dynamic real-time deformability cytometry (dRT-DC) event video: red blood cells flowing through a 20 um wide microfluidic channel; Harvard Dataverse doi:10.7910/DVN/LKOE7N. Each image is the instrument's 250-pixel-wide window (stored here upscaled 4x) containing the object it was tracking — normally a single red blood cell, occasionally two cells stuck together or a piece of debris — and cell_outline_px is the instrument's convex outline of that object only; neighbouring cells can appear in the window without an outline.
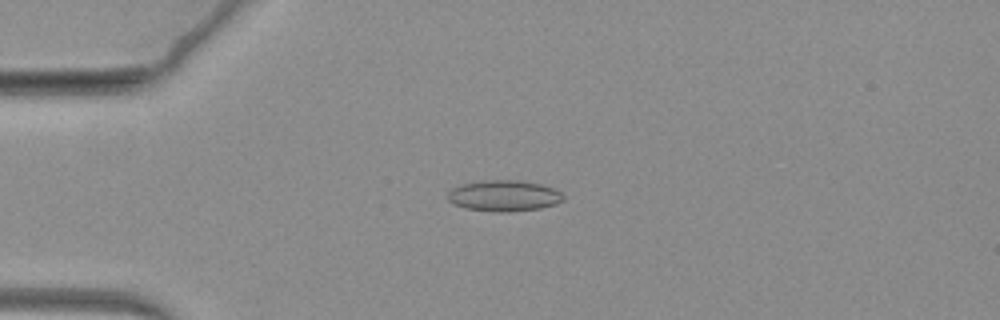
{"species": "common noctule bat (a hibernating species)", "species_latin": "Nyctalus noctula", "temperature_condition": "warm", "stored_images_in_passage": 68, "camera_frame_rate_fps": 3000, "um_per_image_px": 0.085, "animal": {"sex": "female", "body_mass_g": 19.3, "forearm_length_mm": 54.1}, "frame": {"image": 1, "passage_image": 18, "time_ms": 5.667, "image_size_px": [1000, 320], "cell_outline_px": [[564, 200], [556, 204], [540, 208], [508, 212], [496, 212], [464, 208], [452, 204], [448, 200], [448, 192], [452, 188], [460, 184], [484, 180], [520, 180], [540, 184], [552, 188], [560, 192], [564, 196]], "centroid_in_image_um": [42.81, 16.64], "position_along_channel_um": 42.2, "area_um2": 21.04}}
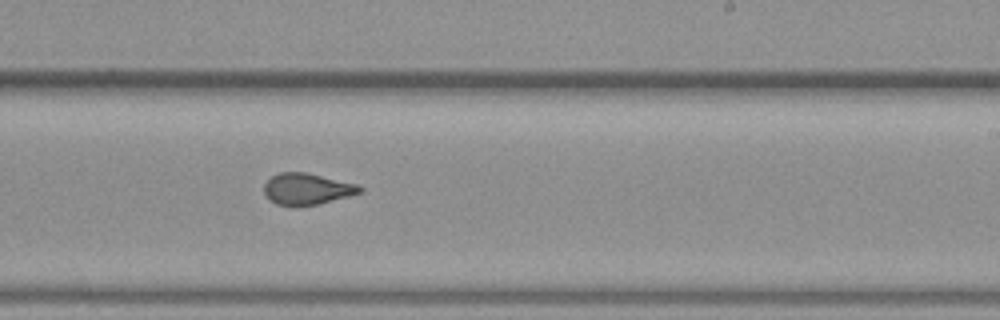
{"frame": {"image": 2, "passage_image": 42, "time_ms": 13.667, "image_size_px": [1000, 320], "cell_outline_px": [[364, 192], [320, 204], [296, 208], [292, 208], [276, 204], [264, 192], [264, 184], [272, 176], [280, 172], [304, 172], [356, 184], [364, 188]], "centroid_in_image_um": [26.1, 16.1], "position_along_channel_um": 262.9, "area_um2": 17.74}}
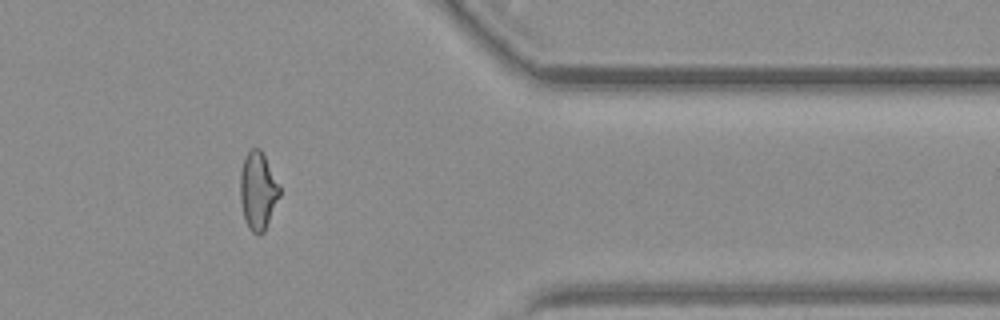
{"frame": {"image": 3, "passage_image": 56, "time_ms": 18.333, "image_size_px": [1000, 320], "cell_outline_px": [[280, 196], [264, 232], [260, 236], [256, 236], [248, 228], [244, 220], [240, 200], [240, 172], [244, 156], [252, 148], [260, 148], [280, 184]], "centroid_in_image_um": [21.92, 16.24], "position_along_channel_um": 389.5, "area_um2": 18.21}}